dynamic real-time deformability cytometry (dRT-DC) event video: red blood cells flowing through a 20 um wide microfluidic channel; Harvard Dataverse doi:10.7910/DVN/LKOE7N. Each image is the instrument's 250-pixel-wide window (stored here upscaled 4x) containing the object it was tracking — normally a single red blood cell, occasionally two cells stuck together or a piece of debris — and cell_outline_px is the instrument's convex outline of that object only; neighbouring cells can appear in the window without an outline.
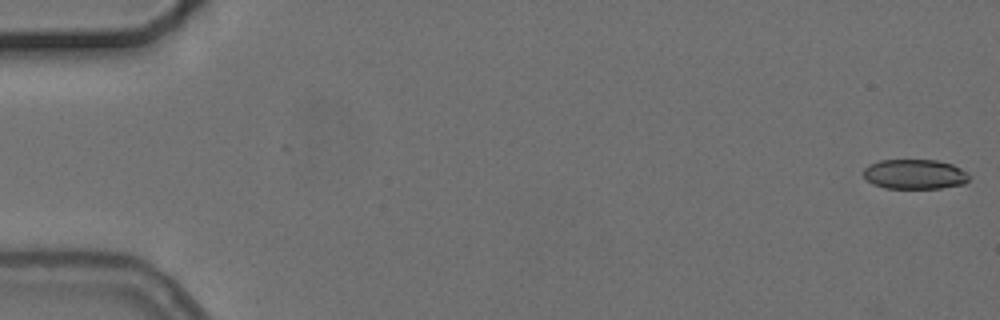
{"species": "common noctule bat (a hibernating species)", "species_latin": "Nyctalus noctula", "temperature_condition": "cold", "stored_images_in_passage": 6, "camera_frame_rate_fps": 3000, "um_per_image_px": 0.085, "animal": {"sex": "female", "body_mass_g": 24.6, "forearm_length_mm": 56.2}, "frame": {"image": 1, "passage_image": 1, "time_ms": 0.0, "image_size_px": [1000, 320], "cell_outline_px": [[968, 180], [964, 184], [940, 188], [884, 188], [872, 184], [864, 176], [864, 168], [868, 164], [880, 160], [936, 160], [952, 164], [968, 172]], "centroid_in_image_um": [77.74, 14.8], "position_along_channel_um": 7.3, "area_um2": 18.38}}
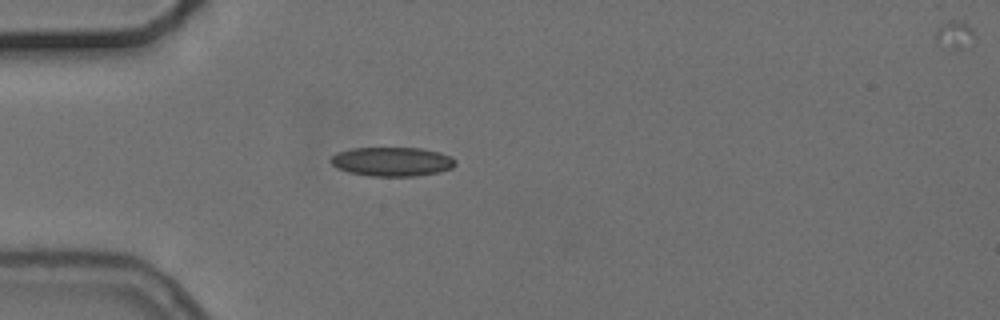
{"frame": {"image": 2, "passage_image": 5, "time_ms": 5.0, "image_size_px": [1000, 320], "cell_outline_px": [[456, 164], [452, 168], [440, 172], [416, 176], [368, 176], [348, 172], [336, 168], [328, 160], [336, 152], [352, 148], [420, 148], [440, 152], [452, 156], [456, 160]], "centroid_in_image_um": [33.32, 13.74], "position_along_channel_um": 51.7, "area_um2": 21.44}}